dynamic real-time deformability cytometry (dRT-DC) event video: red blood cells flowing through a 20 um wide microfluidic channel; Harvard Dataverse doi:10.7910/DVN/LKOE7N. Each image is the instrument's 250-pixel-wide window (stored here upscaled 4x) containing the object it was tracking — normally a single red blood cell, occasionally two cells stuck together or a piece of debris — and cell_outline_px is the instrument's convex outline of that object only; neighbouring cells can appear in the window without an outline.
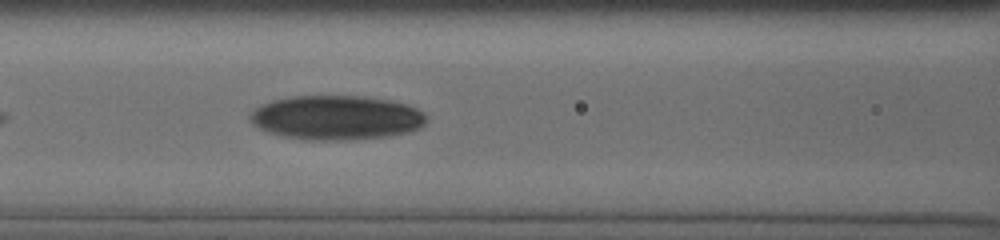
{"species": "human", "species_latin": "Homo sapiens", "temperature_condition": "cold", "stored_images_in_passage": 27, "camera_frame_rate_fps": 3000, "um_per_image_px": 0.085, "donor": {"sex": "male"}, "frame": {"image": 1, "passage_image": 22, "time_ms": 8.333, "image_size_px": [1000, 240], "cell_outline_px": [[428, 120], [420, 128], [408, 132], [392, 136], [356, 140], [304, 140], [280, 136], [260, 128], [248, 116], [260, 104], [272, 100], [292, 96], [356, 96], [388, 100], [404, 104], [416, 108], [424, 112], [428, 116]], "centroid_in_image_um": [28.62, 10.01], "position_along_channel_um": 138.0, "area_um2": 45.78}}
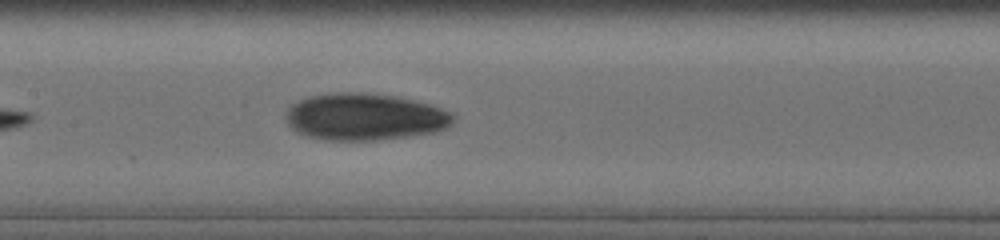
{"frame": {"image": 2, "passage_image": 26, "time_ms": 9.333, "image_size_px": [1000, 240], "cell_outline_px": [[456, 116], [452, 124], [448, 128], [436, 132], [380, 140], [324, 140], [308, 136], [296, 132], [288, 124], [288, 108], [292, 104], [300, 100], [312, 96], [336, 92], [364, 92], [396, 96], [428, 104], [452, 112]], "centroid_in_image_um": [31.05, 9.94], "position_along_channel_um": 176.3, "area_um2": 45.78}}